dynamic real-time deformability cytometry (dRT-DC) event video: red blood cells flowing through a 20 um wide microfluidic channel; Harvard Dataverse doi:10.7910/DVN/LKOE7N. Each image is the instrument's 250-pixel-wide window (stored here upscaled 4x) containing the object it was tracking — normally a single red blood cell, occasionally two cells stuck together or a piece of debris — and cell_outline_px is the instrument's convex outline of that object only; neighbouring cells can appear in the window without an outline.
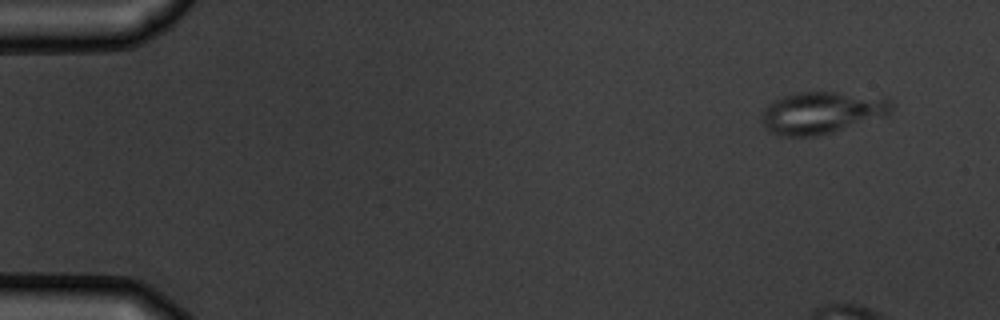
{"species": "common noctule bat (a hibernating species)", "species_latin": "Nyctalus noctula", "temperature_condition": "warm", "stored_images_in_passage": 9, "camera_frame_rate_fps": 3000, "um_per_image_px": 0.085, "animal": {"sex": "male", "body_mass_g": 19.5, "forearm_length_mm": 54.6}, "frame": {"image": 1, "passage_image": 1, "time_ms": 0.0, "image_size_px": [1000, 320], "cell_outline_px": [[896, 104], [892, 116], [832, 132], [816, 136], [780, 136], [764, 128], [764, 108], [768, 104], [784, 96], [800, 92], [840, 92], [888, 96]], "centroid_in_image_um": [70.05, 9.56], "position_along_channel_um": 15.0, "area_um2": 32.6}}
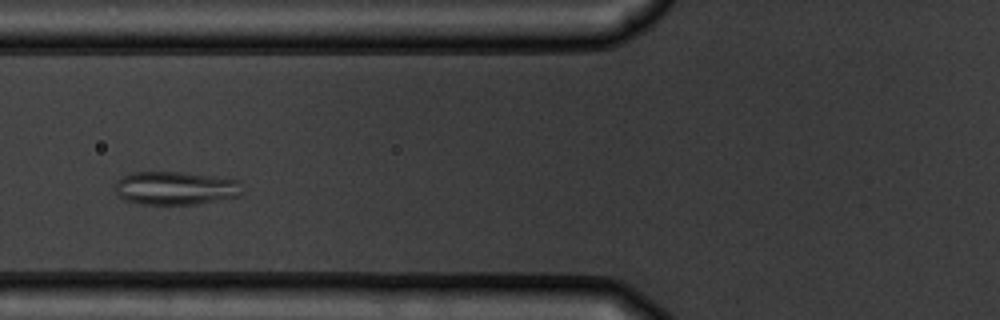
{"frame": {"image": 2, "passage_image": 7, "time_ms": 6.667, "image_size_px": [1000, 320], "cell_outline_px": [[240, 196], [196, 204], [140, 204], [124, 200], [116, 192], [116, 180], [120, 176], [132, 172], [180, 172], [212, 176], [240, 180]], "centroid_in_image_um": [14.88, 15.99], "position_along_channel_um": 110.9, "area_um2": 24.68}}